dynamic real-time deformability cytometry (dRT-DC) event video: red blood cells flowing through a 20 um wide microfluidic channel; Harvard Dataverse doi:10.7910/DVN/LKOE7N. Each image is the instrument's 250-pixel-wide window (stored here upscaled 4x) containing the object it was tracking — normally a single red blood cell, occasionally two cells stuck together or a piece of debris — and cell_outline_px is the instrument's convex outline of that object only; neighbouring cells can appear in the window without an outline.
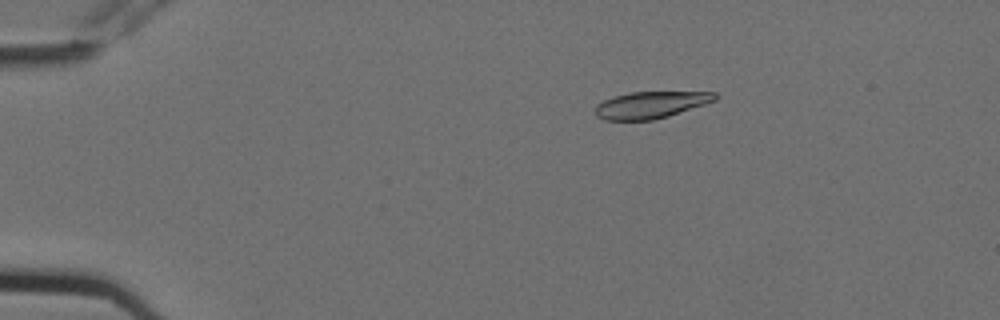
{"species": "Egyptian fruit bat (a non-hibernating species)", "species_latin": "Rousettus aegyptiacus", "temperature_condition": "cold", "stored_images_in_passage": 4, "camera_frame_rate_fps": 3000, "um_per_image_px": 0.085, "animal": {"sex": "female"}, "frame": {"image": 1, "passage_image": 1, "time_ms": 0.0, "image_size_px": [1000, 320], "cell_outline_px": [[720, 96], [716, 100], [668, 116], [652, 120], [604, 120], [596, 116], [596, 104], [612, 96], [628, 92], [716, 92]], "centroid_in_image_um": [55.3, 8.9], "position_along_channel_um": 29.7, "area_um2": 18.73}}